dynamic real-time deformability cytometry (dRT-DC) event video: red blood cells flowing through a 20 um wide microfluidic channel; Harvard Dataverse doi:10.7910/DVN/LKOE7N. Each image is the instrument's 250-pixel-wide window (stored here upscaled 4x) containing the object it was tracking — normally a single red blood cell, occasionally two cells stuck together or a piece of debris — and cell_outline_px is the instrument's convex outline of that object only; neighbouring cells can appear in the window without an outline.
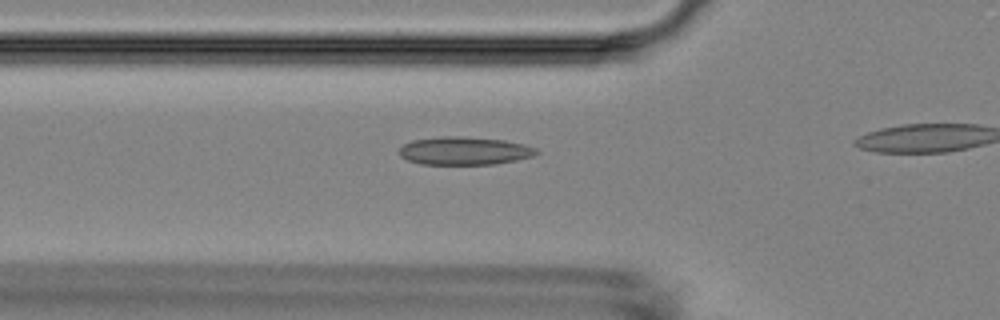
{"species": "Egyptian fruit bat (a non-hibernating species)", "species_latin": "Rousettus aegyptiacus", "temperature_condition": "room temperature", "stored_images_in_passage": 13, "camera_frame_rate_fps": 3000, "um_per_image_px": 0.085, "animal": {"sex": "female"}, "frame": {"image": 1, "passage_image": 8, "time_ms": 2.333, "image_size_px": [1000, 320], "cell_outline_px": [[540, 152], [532, 156], [516, 160], [496, 164], [420, 164], [408, 160], [400, 156], [400, 148], [404, 144], [412, 140], [440, 136], [460, 136], [504, 140], [524, 144], [536, 148]], "centroid_in_image_um": [39.48, 12.82], "position_along_channel_um": 86.3, "area_um2": 22.43}}
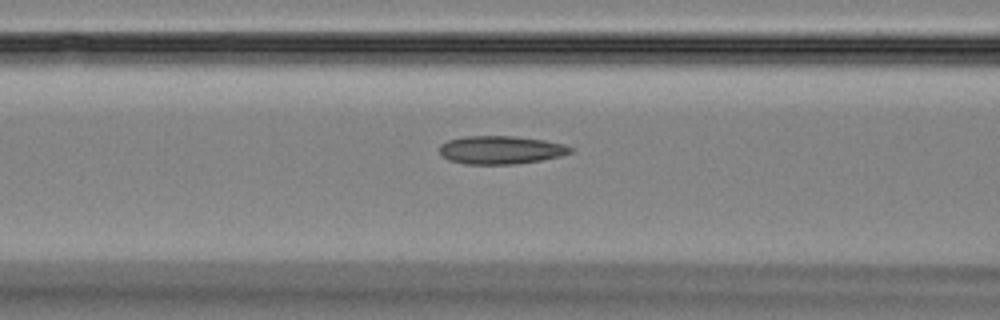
{"frame": {"image": 2, "passage_image": 11, "time_ms": 3.333, "image_size_px": [1000, 320], "cell_outline_px": [[572, 152], [560, 156], [540, 160], [516, 164], [464, 164], [448, 160], [440, 152], [440, 144], [448, 140], [464, 136], [512, 136], [544, 140], [564, 144], [572, 148]], "centroid_in_image_um": [42.55, 12.74], "position_along_channel_um": 124.1, "area_um2": 21.44}}